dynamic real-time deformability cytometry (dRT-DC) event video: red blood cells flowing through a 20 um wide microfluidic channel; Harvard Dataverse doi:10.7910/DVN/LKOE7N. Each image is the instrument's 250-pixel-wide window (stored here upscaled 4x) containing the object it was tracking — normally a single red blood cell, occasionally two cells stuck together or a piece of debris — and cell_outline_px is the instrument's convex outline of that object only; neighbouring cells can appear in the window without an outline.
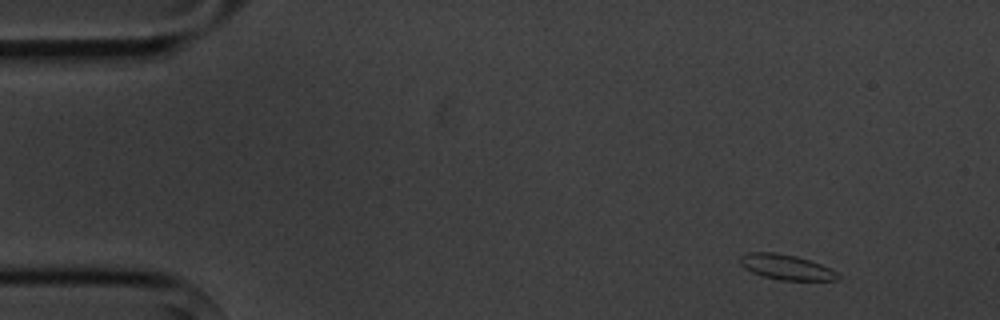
{"species": "common noctule bat (a hibernating species)", "species_latin": "Nyctalus noctula", "temperature_condition": "cold", "stored_images_in_passage": 4, "camera_frame_rate_fps": 3000, "um_per_image_px": 0.085, "animal": {"sex": "male", "body_mass_g": 20.1, "forearm_length_mm": 53.5}, "frame": {"image": 1, "passage_image": 1, "time_ms": 0.0, "image_size_px": [1000, 320], "cell_outline_px": [[840, 280], [780, 280], [764, 276], [752, 272], [744, 268], [740, 264], [740, 256], [748, 252], [776, 252], [796, 256], [820, 264], [836, 272], [840, 276]], "centroid_in_image_um": [66.8, 22.7], "position_along_channel_um": 18.2, "area_um2": 14.22}}
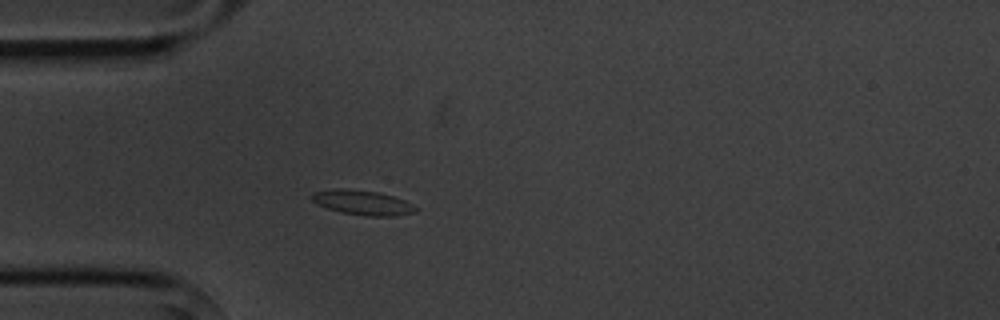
{"frame": {"image": 2, "passage_image": 4, "time_ms": 3.333, "image_size_px": [1000, 320], "cell_outline_px": [[420, 208], [416, 212], [396, 216], [368, 216], [340, 212], [316, 204], [308, 196], [312, 192], [332, 188], [348, 188], [380, 192], [404, 200]], "centroid_in_image_um": [30.79, 17.2], "position_along_channel_um": 54.2, "area_um2": 15.32}}